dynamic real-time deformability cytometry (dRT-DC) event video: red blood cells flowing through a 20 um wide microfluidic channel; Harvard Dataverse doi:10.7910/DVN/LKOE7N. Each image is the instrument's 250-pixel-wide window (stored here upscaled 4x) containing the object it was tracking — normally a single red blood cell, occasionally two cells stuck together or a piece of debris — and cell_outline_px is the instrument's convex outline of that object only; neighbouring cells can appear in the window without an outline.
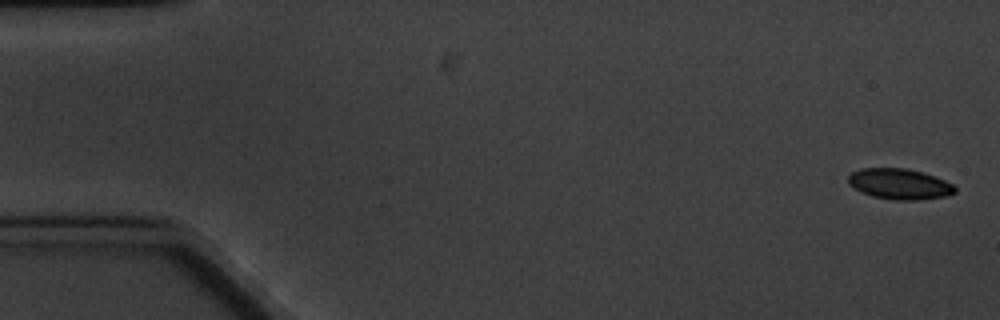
{"species": "common noctule bat (a hibernating species)", "species_latin": "Nyctalus noctula", "temperature_condition": "cold", "stored_images_in_passage": 10, "camera_frame_rate_fps": 3000, "um_per_image_px": 0.085, "animal": {"sex": "male", "body_mass_g": 20.1, "forearm_length_mm": 53.5}, "frame": {"image": 1, "passage_image": 1, "time_ms": 0.0, "image_size_px": [1000, 320], "cell_outline_px": [[956, 192], [944, 196], [920, 200], [892, 200], [872, 196], [860, 192], [848, 184], [848, 176], [852, 172], [860, 168], [908, 168], [936, 176], [952, 184], [956, 188]], "centroid_in_image_um": [76.44, 15.64], "position_along_channel_um": 8.6, "area_um2": 19.25}}